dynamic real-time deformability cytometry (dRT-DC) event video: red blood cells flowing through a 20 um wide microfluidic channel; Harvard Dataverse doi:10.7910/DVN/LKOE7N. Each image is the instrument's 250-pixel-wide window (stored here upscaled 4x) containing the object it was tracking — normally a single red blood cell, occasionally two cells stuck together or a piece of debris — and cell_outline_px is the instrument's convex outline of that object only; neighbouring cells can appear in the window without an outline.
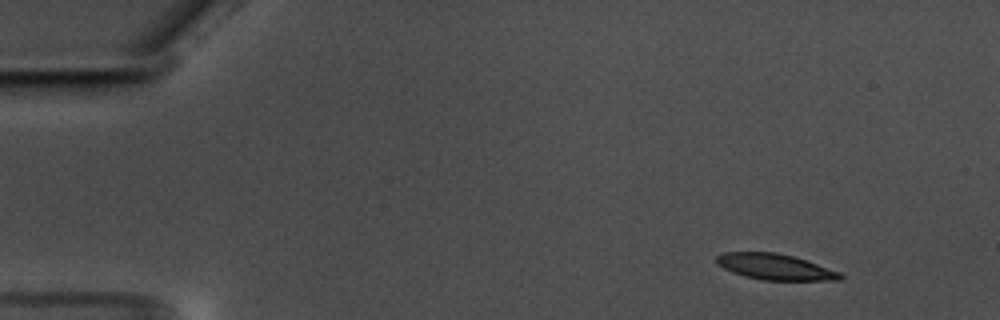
{"species": "common noctule bat (a hibernating species)", "species_latin": "Nyctalus noctula", "temperature_condition": "warm", "stored_images_in_passage": 58, "camera_frame_rate_fps": 3000, "um_per_image_px": 0.085, "animal": {"sex": "male", "body_mass_g": 17.5, "forearm_length_mm": 52.3}, "frame": {"image": 1, "passage_image": 6, "time_ms": 1.667, "image_size_px": [1000, 320], "cell_outline_px": [[844, 276], [840, 280], [764, 280], [744, 276], [732, 272], [716, 264], [716, 256], [724, 252], [776, 252], [792, 256], [840, 272]], "centroid_in_image_um": [65.84, 22.68], "position_along_channel_um": 19.2, "area_um2": 18.5}}
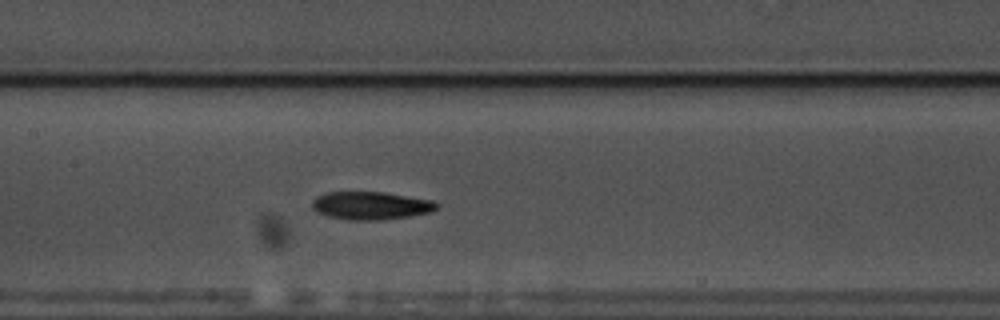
{"frame": {"image": 2, "passage_image": 28, "time_ms": 9.0, "image_size_px": [1000, 320], "cell_outline_px": [[440, 204], [432, 212], [384, 220], [348, 220], [328, 216], [316, 212], [312, 208], [312, 200], [316, 196], [324, 192], [384, 192], [432, 200]], "centroid_in_image_um": [31.49, 17.47], "position_along_channel_um": 175.9, "area_um2": 20.46}}
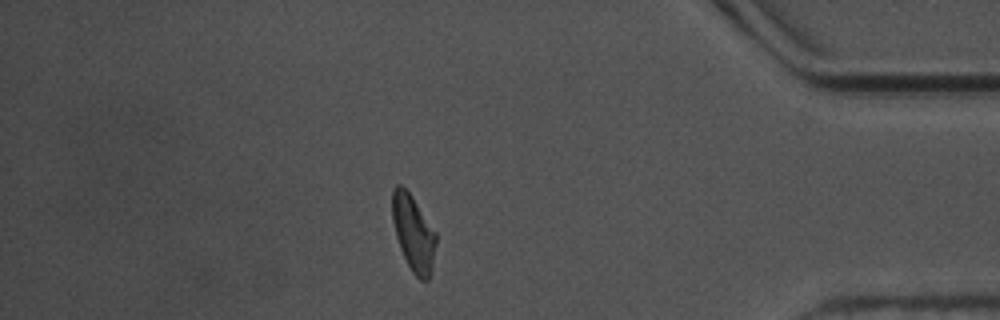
{"frame": {"image": 3, "passage_image": 50, "time_ms": 16.333, "image_size_px": [1000, 320], "cell_outline_px": [[436, 244], [432, 276], [428, 280], [420, 280], [412, 272], [400, 248], [396, 236], [392, 220], [392, 192], [396, 184], [400, 184], [412, 196], [436, 232]], "centroid_in_image_um": [35.15, 19.84], "position_along_channel_um": 400.0, "area_um2": 19.48}, "authors_computed_cell_mechanics": {"area_um2": 19.5364, "velocity_mm_per_s": 3.5385, "shape_relaxation_time_tau1_ms": 5.1995, "shape_relaxation_time_tau2_ms": 3.4689, "deformation_change_tau1": 0.1702, "deformation_change_tau2": 0.1135}}